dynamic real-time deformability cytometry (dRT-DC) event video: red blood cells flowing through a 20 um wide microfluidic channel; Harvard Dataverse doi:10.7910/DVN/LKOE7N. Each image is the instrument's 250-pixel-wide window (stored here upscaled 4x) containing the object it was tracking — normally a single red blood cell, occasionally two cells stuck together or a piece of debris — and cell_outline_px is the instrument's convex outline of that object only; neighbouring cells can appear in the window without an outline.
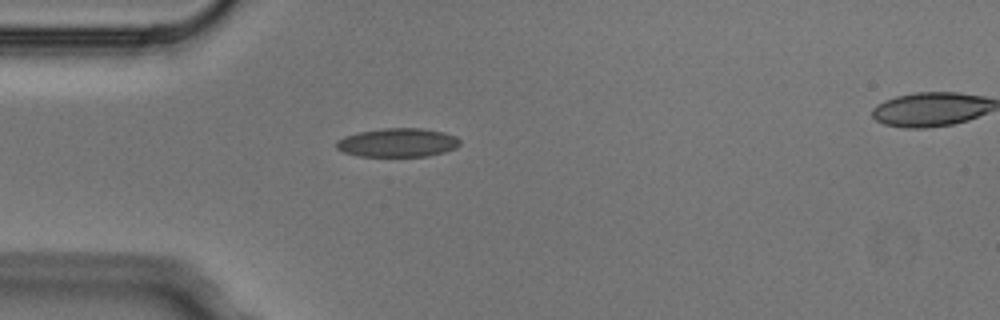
{"species": "Egyptian fruit bat (a non-hibernating species)", "species_latin": "Rousettus aegyptiacus", "temperature_condition": "cold", "stored_images_in_passage": 3, "segment_of_instrument_passage": [1, 2], "camera_frame_rate_fps": 3000, "um_per_image_px": 0.085, "animal": {"sex": "male"}, "frame": {"image": 1, "passage_image": 2, "time_ms": 0.333, "image_size_px": [1000, 320], "cell_outline_px": [[460, 144], [456, 148], [444, 152], [428, 156], [360, 156], [344, 152], [336, 148], [336, 140], [344, 136], [360, 132], [384, 128], [420, 128], [444, 132], [456, 136], [460, 140]], "centroid_in_image_um": [33.81, 12.12], "position_along_channel_um": 51.2, "area_um2": 20.69}}